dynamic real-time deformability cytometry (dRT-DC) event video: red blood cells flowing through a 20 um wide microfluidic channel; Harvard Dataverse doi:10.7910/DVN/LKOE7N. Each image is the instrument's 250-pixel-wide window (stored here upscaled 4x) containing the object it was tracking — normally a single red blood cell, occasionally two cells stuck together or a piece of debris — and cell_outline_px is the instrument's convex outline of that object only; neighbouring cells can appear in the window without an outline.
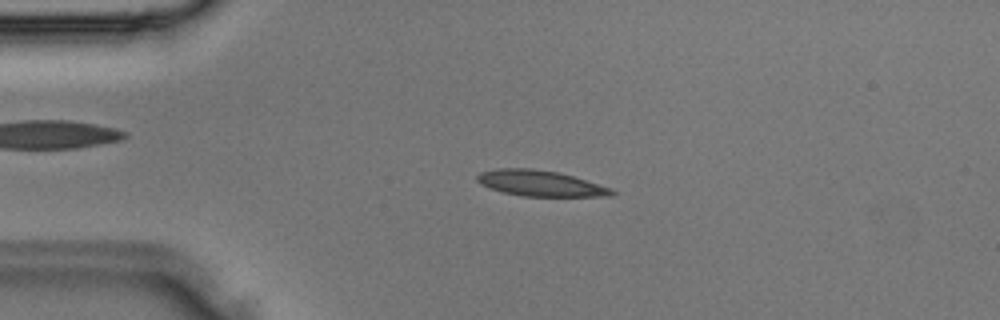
{"species": "Egyptian fruit bat (a non-hibernating species)", "species_latin": "Rousettus aegyptiacus", "temperature_condition": "room temperature", "stored_images_in_passage": 35, "camera_frame_rate_fps": 3000, "um_per_image_px": 0.085, "animal": {"sex": "male"}, "frame": {"image": 1, "passage_image": 7, "time_ms": 2.0, "image_size_px": [1000, 320], "cell_outline_px": [[616, 192], [612, 196], [524, 196], [504, 192], [480, 184], [476, 180], [476, 176], [480, 172], [496, 168], [532, 168], [560, 172], [612, 188]], "centroid_in_image_um": [45.93, 15.57], "position_along_channel_um": 39.1, "area_um2": 20.23}}
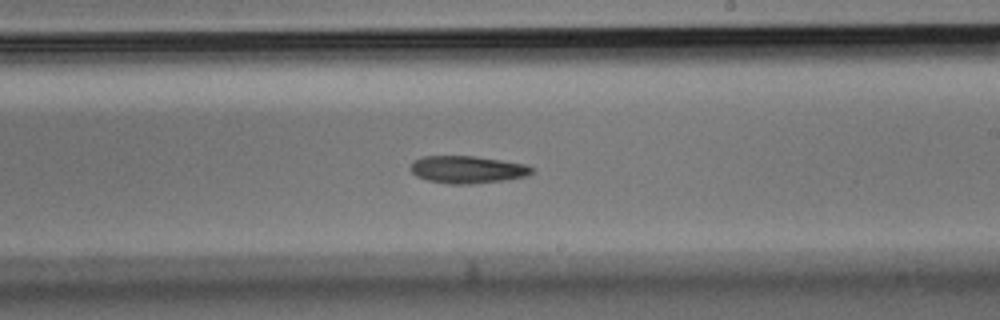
{"frame": {"image": 2, "passage_image": 20, "time_ms": 6.333, "image_size_px": [1000, 320], "cell_outline_px": [[536, 172], [528, 176], [504, 180], [472, 184], [448, 184], [428, 180], [416, 176], [408, 168], [412, 160], [424, 156], [476, 156], [528, 164], [536, 168]], "centroid_in_image_um": [39.77, 14.41], "position_along_channel_um": 249.2, "area_um2": 19.83}}
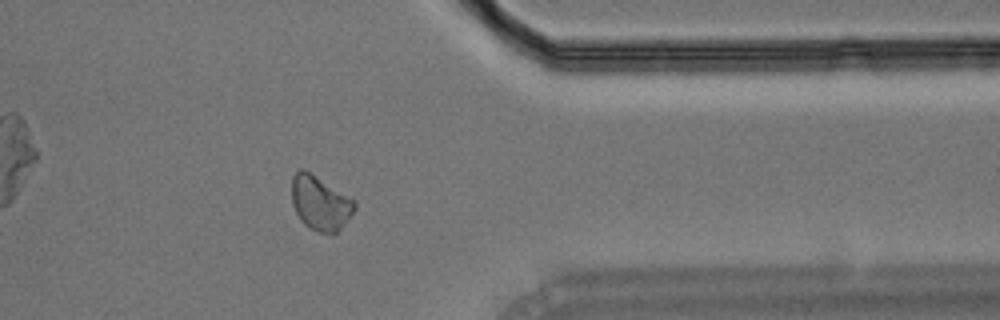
{"frame": {"image": 3, "passage_image": 28, "time_ms": 9.0, "image_size_px": [1000, 320], "cell_outline_px": [[356, 208], [344, 224], [336, 232], [320, 232], [308, 228], [300, 220], [292, 204], [292, 176], [300, 168], [304, 168], [356, 200]], "centroid_in_image_um": [27.21, 17.23], "position_along_channel_um": 384.2, "area_um2": 19.94}}